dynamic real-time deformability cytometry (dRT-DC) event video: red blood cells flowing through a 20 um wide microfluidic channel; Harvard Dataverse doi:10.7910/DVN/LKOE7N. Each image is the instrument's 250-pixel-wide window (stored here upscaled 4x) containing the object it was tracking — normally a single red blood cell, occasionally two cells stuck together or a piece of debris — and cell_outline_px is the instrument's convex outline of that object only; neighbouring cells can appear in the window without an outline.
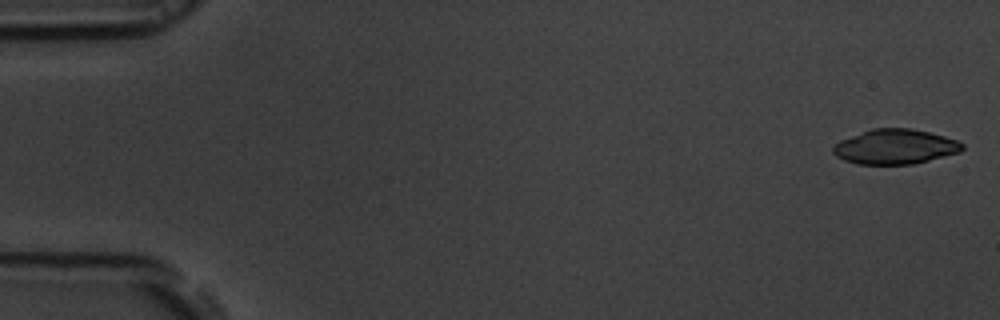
{"species": "common noctule bat (a hibernating species)", "species_latin": "Nyctalus noctula", "temperature_condition": "room temperature", "stored_images_in_passage": 53, "camera_frame_rate_fps": 3000, "um_per_image_px": 0.085, "animal": {"sex": "male", "body_mass_g": 19.5, "forearm_length_mm": 54.6}, "frame": {"image": 1, "passage_image": 1, "time_ms": 0.0, "image_size_px": [1000, 320], "cell_outline_px": [[964, 148], [960, 152], [912, 164], [856, 164], [844, 160], [836, 156], [832, 152], [832, 148], [840, 140], [872, 128], [912, 128], [944, 136], [956, 140], [964, 144]], "centroid_in_image_um": [76.07, 12.47], "position_along_channel_um": 8.9, "area_um2": 26.13}}
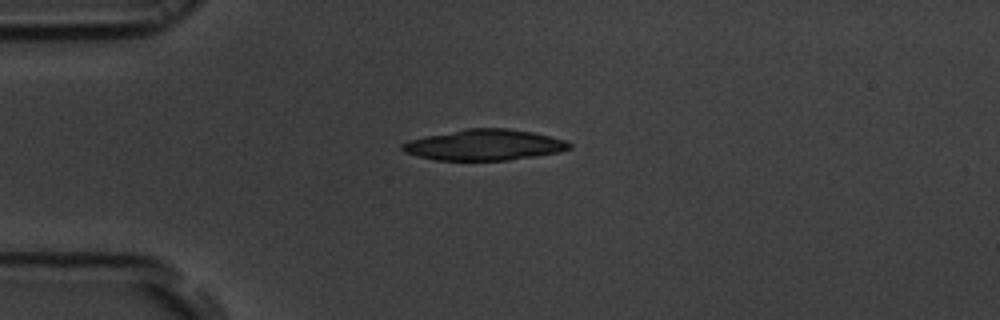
{"frame": {"image": 2, "passage_image": 13, "time_ms": 4.0, "image_size_px": [1000, 320], "cell_outline_px": [[572, 148], [560, 152], [508, 160], [436, 160], [404, 152], [400, 148], [400, 144], [408, 140], [468, 128], [508, 128], [532, 132], [564, 140], [572, 144]], "centroid_in_image_um": [41.18, 12.32], "position_along_channel_um": 43.8, "area_um2": 29.77}}